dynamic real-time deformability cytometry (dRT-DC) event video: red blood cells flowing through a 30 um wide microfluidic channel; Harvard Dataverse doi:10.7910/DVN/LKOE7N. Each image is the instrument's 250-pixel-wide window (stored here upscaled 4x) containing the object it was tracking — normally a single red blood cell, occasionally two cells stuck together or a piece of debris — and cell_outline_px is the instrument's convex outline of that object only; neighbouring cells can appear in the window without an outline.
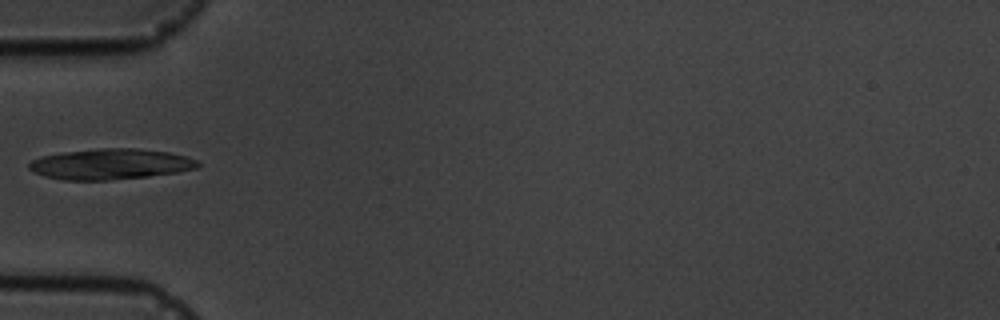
{"species": "common noctule bat (a hibernating species)", "species_latin": "Nyctalus noctula", "temperature_condition": "cold", "stored_images_in_passage": 2, "camera_frame_rate_fps": 3000, "um_per_image_px": 0.085, "animal": {"sex": "male", "body_mass_g": 19.5, "forearm_length_mm": 54.6}, "frame": {"image": 1, "passage_image": 1, "time_ms": 0.0, "image_size_px": [1000, 320], "cell_outline_px": [[200, 164], [196, 168], [176, 172], [148, 176], [108, 180], [64, 180], [44, 176], [28, 168], [28, 164], [32, 160], [40, 156], [64, 152], [100, 148], [140, 148], [168, 152], [188, 156], [200, 160]], "centroid_in_image_um": [9.41, 13.94], "position_along_channel_um": 75.6, "area_um2": 30.23}}
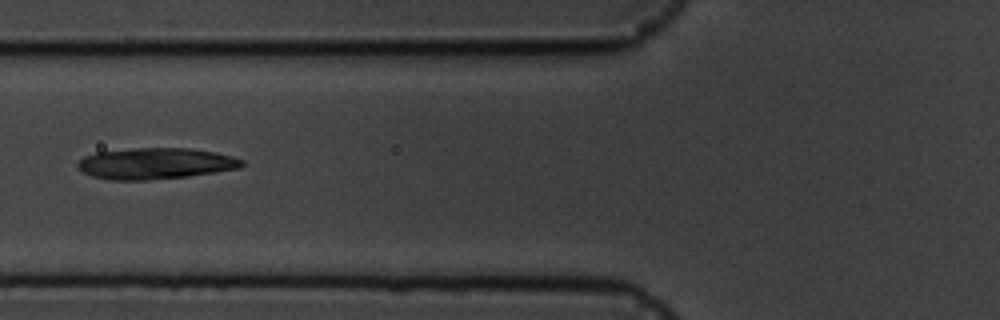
{"frame": {"image": 2, "passage_image": 2, "time_ms": 1.0, "image_size_px": [1000, 320], "cell_outline_px": [[244, 164], [240, 168], [188, 176], [152, 180], [108, 180], [92, 176], [84, 172], [76, 164], [84, 156], [96, 152], [136, 148], [188, 148], [216, 152], [244, 160]], "centroid_in_image_um": [13.21, 13.9], "position_along_channel_um": 112.6, "area_um2": 29.82}}